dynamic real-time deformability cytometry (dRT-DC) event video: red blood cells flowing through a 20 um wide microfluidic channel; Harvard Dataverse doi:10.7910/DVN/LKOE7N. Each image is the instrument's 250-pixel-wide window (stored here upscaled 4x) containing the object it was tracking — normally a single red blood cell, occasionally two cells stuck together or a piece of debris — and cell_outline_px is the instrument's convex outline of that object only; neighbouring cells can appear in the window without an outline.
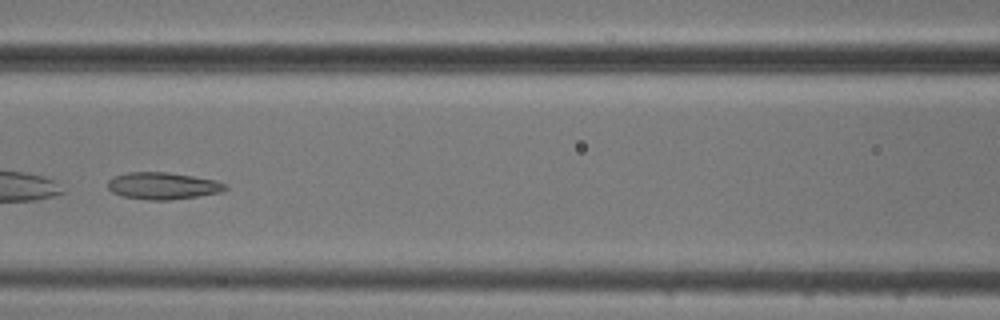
{"species": "common noctule bat (a hibernating species)", "species_latin": "Nyctalus noctula", "temperature_condition": "cold", "stored_images_in_passage": 5, "camera_frame_rate_fps": 3000, "um_per_image_px": 0.085, "animal": {"sex": "male", "body_mass_g": 20.5, "forearm_length_mm": 52.5}, "frame": {"image": 1, "passage_image": 5, "time_ms": 7.0, "image_size_px": [1000, 320], "cell_outline_px": [[228, 188], [220, 192], [196, 196], [168, 200], [148, 200], [120, 196], [112, 192], [108, 188], [108, 180], [112, 176], [128, 172], [168, 172], [216, 180], [228, 184]], "centroid_in_image_um": [13.81, 15.79], "position_along_channel_um": 152.8, "area_um2": 18.55}}